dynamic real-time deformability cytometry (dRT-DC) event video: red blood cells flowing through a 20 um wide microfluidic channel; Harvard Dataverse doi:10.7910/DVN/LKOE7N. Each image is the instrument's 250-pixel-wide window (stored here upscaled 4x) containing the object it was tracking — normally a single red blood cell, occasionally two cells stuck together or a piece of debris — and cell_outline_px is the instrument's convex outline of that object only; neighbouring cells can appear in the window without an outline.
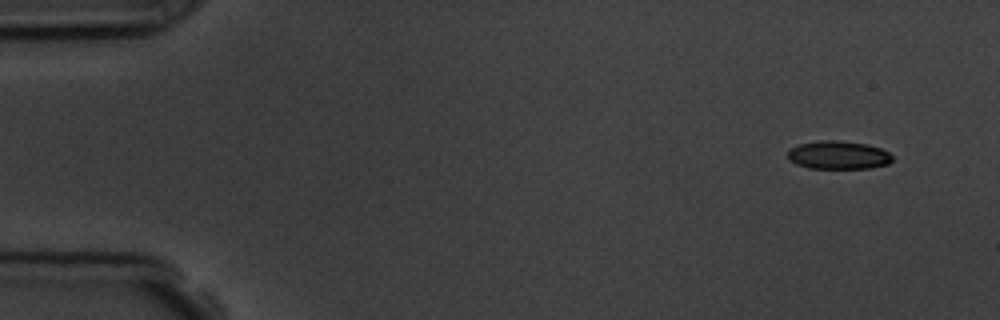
{"species": "common noctule bat (a hibernating species)", "species_latin": "Nyctalus noctula", "temperature_condition": "room temperature", "stored_images_in_passage": 5, "camera_frame_rate_fps": 3000, "um_per_image_px": 0.085, "animal": {"sex": "male", "body_mass_g": 19.5, "forearm_length_mm": 54.6}, "frame": {"image": 1, "passage_image": 1, "time_ms": 0.0, "image_size_px": [1000, 320], "cell_outline_px": [[892, 160], [888, 164], [872, 168], [808, 168], [796, 164], [788, 160], [788, 152], [792, 148], [800, 144], [820, 140], [840, 140], [868, 144], [880, 148], [888, 152], [892, 156]], "centroid_in_image_um": [71.27, 13.18], "position_along_channel_um": 13.7, "area_um2": 17.28}}
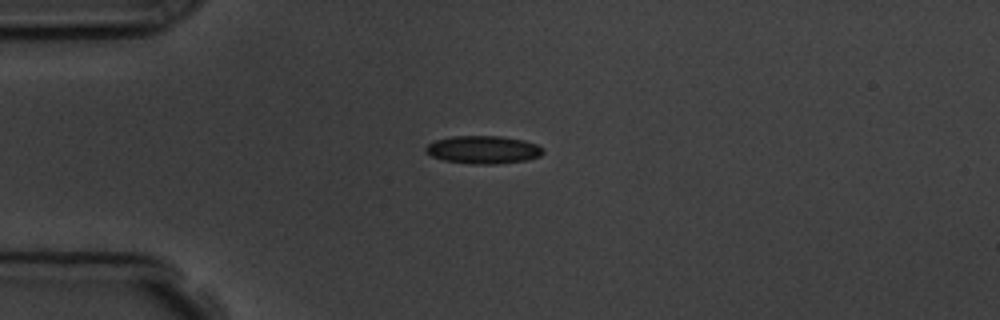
{"frame": {"image": 2, "passage_image": 4, "time_ms": 3.333, "image_size_px": [1000, 320], "cell_outline_px": [[544, 152], [540, 156], [528, 160], [496, 164], [472, 164], [444, 160], [432, 156], [424, 152], [424, 148], [428, 144], [436, 140], [452, 136], [500, 136], [524, 140], [536, 144], [544, 148]], "centroid_in_image_um": [41.09, 12.73], "position_along_channel_um": 43.9, "area_um2": 19.19}}